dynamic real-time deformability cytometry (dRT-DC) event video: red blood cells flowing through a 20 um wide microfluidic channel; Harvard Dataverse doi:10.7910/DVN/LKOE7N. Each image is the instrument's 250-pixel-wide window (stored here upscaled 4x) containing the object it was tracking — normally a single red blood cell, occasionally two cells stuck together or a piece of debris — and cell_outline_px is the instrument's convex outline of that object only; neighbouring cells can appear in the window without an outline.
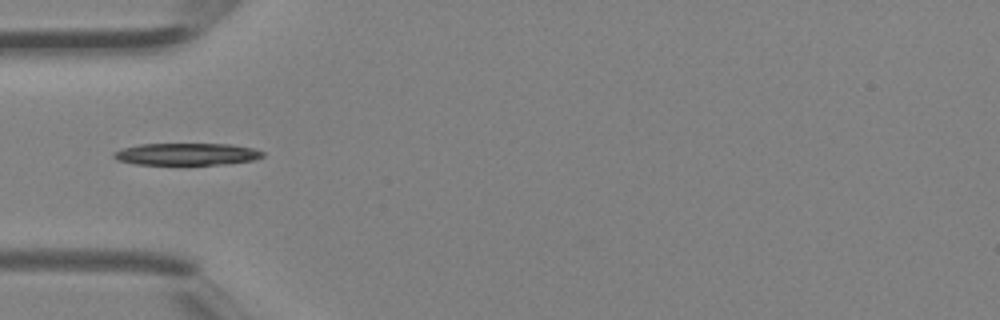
{"species": "Egyptian fruit bat (a non-hibernating species)", "species_latin": "Rousettus aegyptiacus", "temperature_condition": "room temperature", "stored_images_in_passage": 1, "camera_frame_rate_fps": 3000, "um_per_image_px": 0.085, "animal": {"sex": "female"}, "frame": {"image": 1, "passage_image": 1, "time_ms": 0.0, "image_size_px": [1000, 320], "cell_outline_px": [[264, 156], [252, 160], [224, 164], [136, 164], [116, 160], [112, 156], [112, 152], [120, 148], [140, 144], [232, 144], [252, 148], [264, 152]], "centroid_in_image_um": [15.81, 13.09], "position_along_channel_um": 69.2, "area_um2": 19.13}}